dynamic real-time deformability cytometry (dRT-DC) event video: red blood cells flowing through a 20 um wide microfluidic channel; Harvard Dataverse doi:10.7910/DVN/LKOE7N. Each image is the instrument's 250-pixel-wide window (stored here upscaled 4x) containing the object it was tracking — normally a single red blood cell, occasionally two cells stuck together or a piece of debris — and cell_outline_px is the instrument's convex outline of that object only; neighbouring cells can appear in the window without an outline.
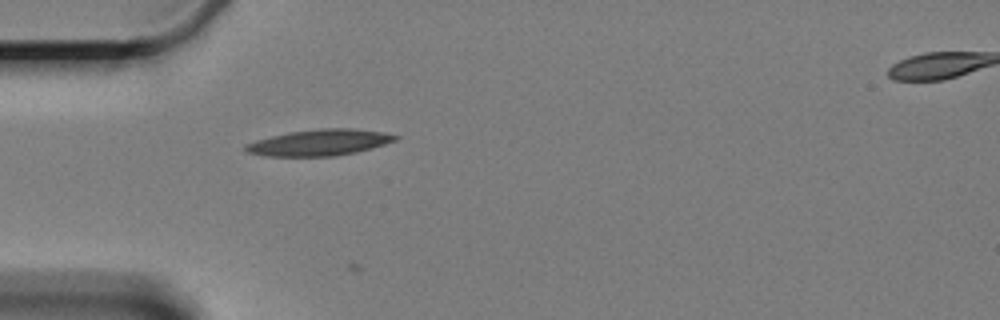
{"species": "Egyptian fruit bat (a non-hibernating species)", "species_latin": "Rousettus aegyptiacus", "temperature_condition": "cold", "stored_images_in_passage": 7, "segment_of_instrument_passage": [1, 2], "camera_frame_rate_fps": 3000, "um_per_image_px": 0.085, "animal": {"sex": "female"}, "frame": {"image": 1, "passage_image": 6, "time_ms": 5.667, "image_size_px": [1000, 320], "cell_outline_px": [[400, 136], [396, 140], [372, 148], [356, 152], [332, 156], [264, 156], [248, 152], [244, 148], [244, 144], [256, 140], [288, 132], [320, 128], [352, 128], [384, 132]], "centroid_in_image_um": [27.15, 12.11], "position_along_channel_um": 57.8, "area_um2": 22.83}}